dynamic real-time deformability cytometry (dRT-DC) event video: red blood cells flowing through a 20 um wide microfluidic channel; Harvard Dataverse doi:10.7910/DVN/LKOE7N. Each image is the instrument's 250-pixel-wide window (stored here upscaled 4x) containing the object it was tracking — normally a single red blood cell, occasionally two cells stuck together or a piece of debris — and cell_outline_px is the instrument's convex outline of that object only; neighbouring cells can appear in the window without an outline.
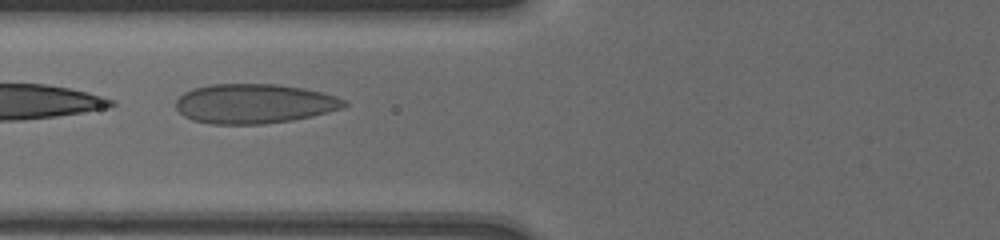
{"species": "human", "species_latin": "Homo sapiens", "temperature_condition": "cold", "stored_images_in_passage": 30, "camera_frame_rate_fps": 3000, "um_per_image_px": 0.085, "donor": {"sex": "male"}, "frame": {"image": 1, "passage_image": 15, "time_ms": 6.333, "image_size_px": [1000, 240], "cell_outline_px": [[348, 104], [344, 108], [312, 116], [292, 120], [264, 124], [208, 124], [192, 120], [184, 116], [176, 108], [176, 100], [184, 92], [192, 88], [212, 84], [276, 84], [300, 88], [320, 92], [336, 96], [344, 100]], "centroid_in_image_um": [21.58, 8.82], "position_along_channel_um": 104.2, "area_um2": 38.84}}
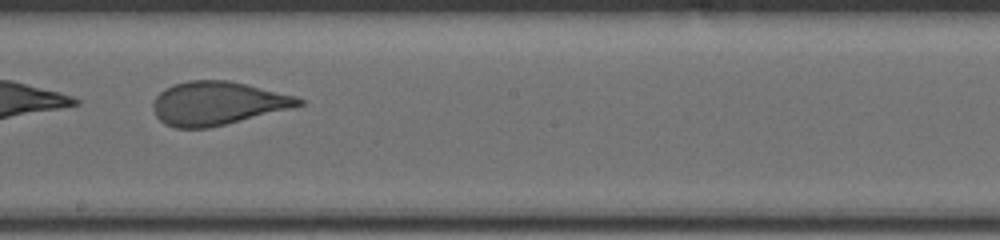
{"frame": {"image": 2, "passage_image": 25, "time_ms": 9.667, "image_size_px": [1000, 240], "cell_outline_px": [[304, 104], [208, 128], [176, 128], [164, 124], [156, 116], [152, 108], [152, 104], [156, 96], [164, 88], [172, 84], [188, 80], [228, 80], [296, 96], [304, 100]], "centroid_in_image_um": [18.4, 8.77], "position_along_channel_um": 229.8, "area_um2": 36.47}}
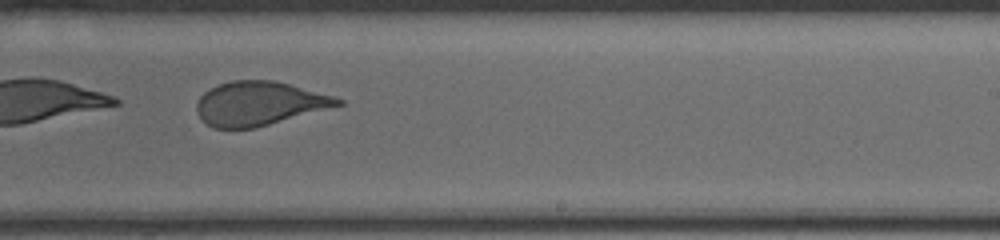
{"frame": {"image": 3, "passage_image": 28, "time_ms": 10.667, "image_size_px": [1000, 240], "cell_outline_px": [[344, 104], [256, 128], [212, 128], [196, 112], [196, 104], [200, 96], [204, 92], [220, 84], [232, 80], [272, 80], [288, 84], [332, 96], [344, 100]], "centroid_in_image_um": [22.01, 8.8], "position_along_channel_um": 267.0, "area_um2": 35.72}}